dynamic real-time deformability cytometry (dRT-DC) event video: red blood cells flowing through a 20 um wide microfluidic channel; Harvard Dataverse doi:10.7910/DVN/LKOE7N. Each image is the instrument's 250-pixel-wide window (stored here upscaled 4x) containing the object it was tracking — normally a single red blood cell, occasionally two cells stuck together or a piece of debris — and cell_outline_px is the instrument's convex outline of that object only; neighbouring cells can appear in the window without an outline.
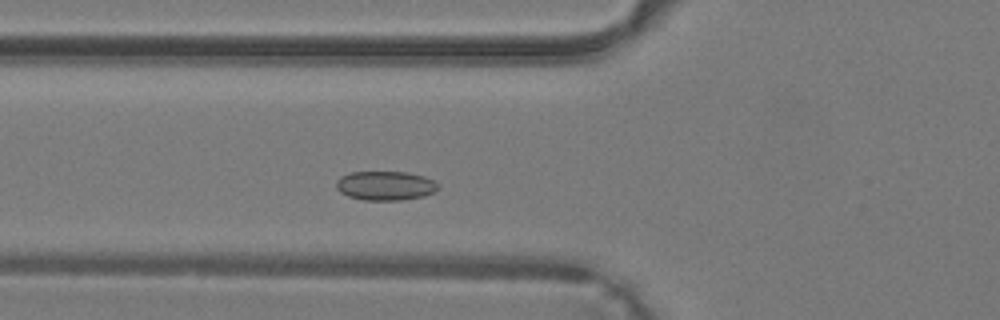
{"species": "common noctule bat (a hibernating species)", "species_latin": "Nyctalus noctula", "temperature_condition": "warm", "stored_images_in_passage": 32, "camera_frame_rate_fps": 3000, "um_per_image_px": 0.085, "animal": {"sex": "male", "body_mass_g": 19.2, "forearm_length_mm": 51.8}, "frame": {"image": 1, "passage_image": 6, "time_ms": 1.667, "image_size_px": [1000, 320], "cell_outline_px": [[440, 188], [424, 196], [400, 200], [364, 200], [348, 196], [340, 192], [336, 188], [336, 180], [340, 176], [352, 172], [408, 172], [424, 176], [440, 184]], "centroid_in_image_um": [32.75, 15.78], "position_along_channel_um": 93.0, "area_um2": 17.4}}
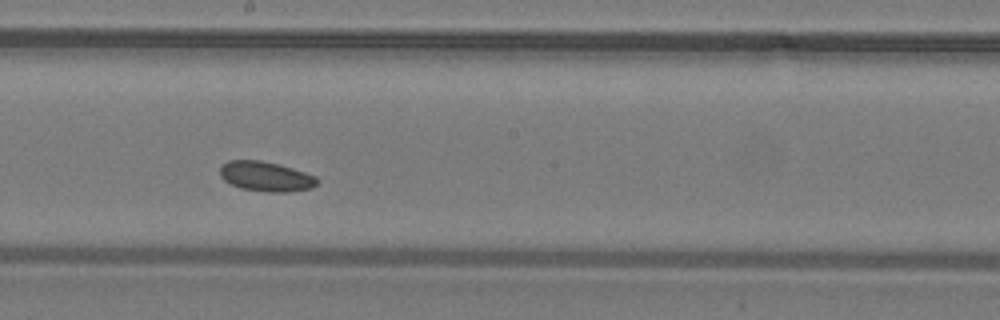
{"frame": {"image": 2, "passage_image": 14, "time_ms": 4.333, "image_size_px": [1000, 320], "cell_outline_px": [[320, 180], [312, 188], [288, 192], [268, 192], [240, 188], [224, 180], [220, 176], [220, 164], [228, 160], [260, 160], [292, 168], [316, 176]], "centroid_in_image_um": [22.59, 15.0], "position_along_channel_um": 225.6, "area_um2": 16.94}}
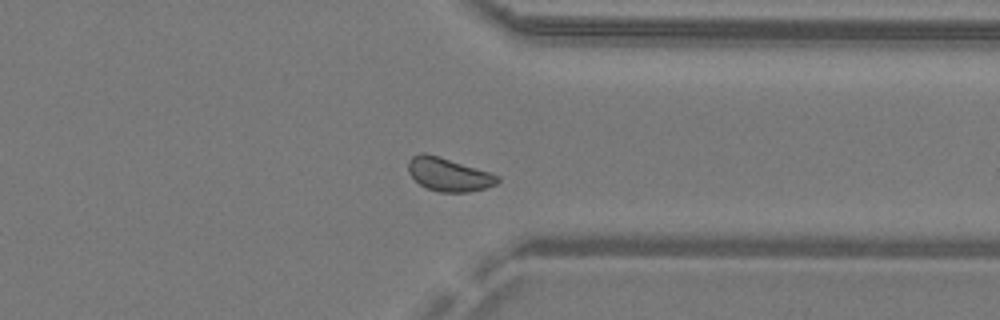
{"frame": {"image": 3, "passage_image": 23, "time_ms": 7.333, "image_size_px": [1000, 320], "cell_outline_px": [[500, 180], [496, 184], [484, 188], [468, 192], [440, 192], [428, 188], [420, 184], [408, 172], [408, 160], [412, 156], [420, 152], [424, 152], [440, 156], [500, 176]], "centroid_in_image_um": [38.11, 14.81], "position_along_channel_um": 373.3, "area_um2": 17.22}}